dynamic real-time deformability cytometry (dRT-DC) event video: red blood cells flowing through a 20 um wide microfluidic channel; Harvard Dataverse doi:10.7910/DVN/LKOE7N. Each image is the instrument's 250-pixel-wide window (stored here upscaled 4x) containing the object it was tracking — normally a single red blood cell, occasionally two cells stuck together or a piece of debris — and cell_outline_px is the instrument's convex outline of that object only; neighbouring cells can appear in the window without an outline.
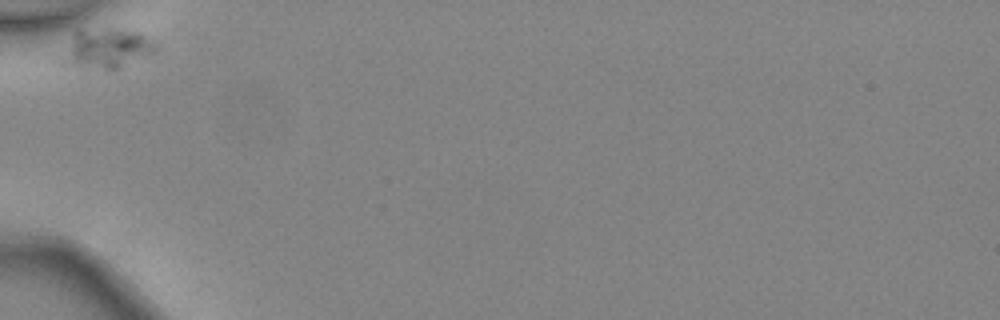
{"species": "common noctule bat (a hibernating species)", "species_latin": "Nyctalus noctula", "temperature_condition": "warm", "stored_images_in_passage": 3, "camera_frame_rate_fps": 3000, "um_per_image_px": 0.085, "animal": {"sex": "female", "body_mass_g": 24.6, "forearm_length_mm": 56.2}, "frame": {"image": 1, "passage_image": 1, "time_ms": 0.0, "image_size_px": [1000, 320], "cell_outline_px": [[156, 48], [152, 52], [116, 68], [104, 68], [76, 64], [68, 60], [76, 32], [108, 28], [120, 28], [140, 32], [156, 44]], "centroid_in_image_um": [9.3, 4.04], "position_along_channel_um": 75.7, "area_um2": 19.13}}
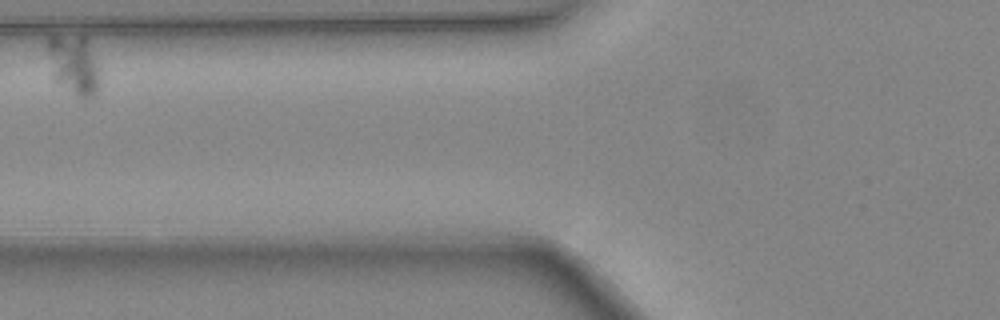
{"frame": {"image": 2, "passage_image": 2, "time_ms": 0.333, "image_size_px": [1000, 320], "cell_outline_px": [[100, 84], [96, 96], [80, 96], [60, 84], [52, 76], [48, 52], [48, 36], [84, 36], [100, 68]], "centroid_in_image_um": [6.31, 5.5], "position_along_channel_um": 119.5, "area_um2": 17.8}}
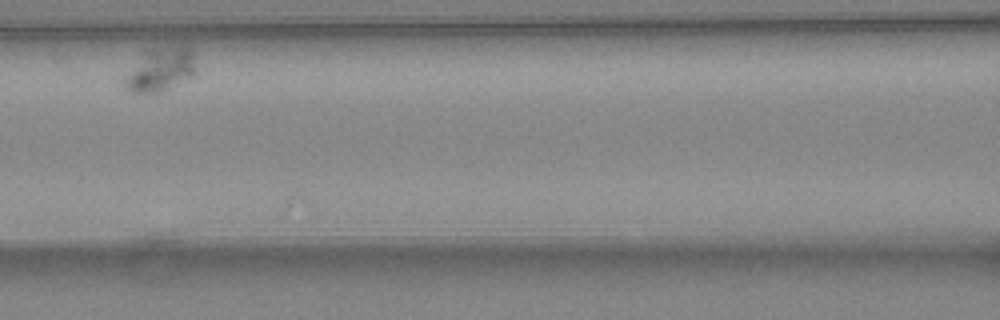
{"frame": {"image": 3, "passage_image": 3, "time_ms": 0.667, "image_size_px": [1000, 320], "cell_outline_px": [[192, 72], [188, 76], [164, 92], [132, 92], [120, 80], [144, 48], [188, 48], [192, 56]], "centroid_in_image_um": [13.45, 5.92], "position_along_channel_um": 153.1, "area_um2": 17.57}}